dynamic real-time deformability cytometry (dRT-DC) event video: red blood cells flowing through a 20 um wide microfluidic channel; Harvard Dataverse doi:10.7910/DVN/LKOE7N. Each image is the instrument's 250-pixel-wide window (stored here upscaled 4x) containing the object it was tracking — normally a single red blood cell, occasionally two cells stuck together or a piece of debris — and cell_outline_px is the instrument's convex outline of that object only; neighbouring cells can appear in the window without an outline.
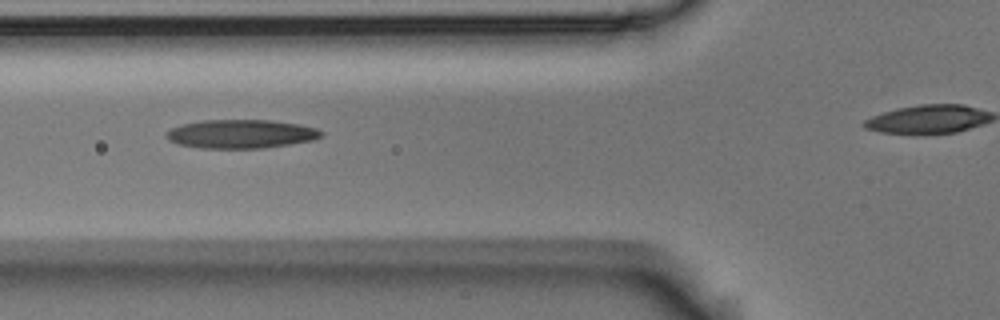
{"species": "Egyptian fruit bat (a non-hibernating species)", "species_latin": "Rousettus aegyptiacus", "temperature_condition": "room temperature", "stored_images_in_passage": 14, "camera_frame_rate_fps": 3000, "um_per_image_px": 0.085, "animal": {"sex": "male"}, "frame": {"image": 1, "passage_image": 4, "time_ms": 1.0, "image_size_px": [1000, 320], "cell_outline_px": [[324, 132], [316, 140], [264, 148], [204, 148], [180, 144], [168, 140], [164, 136], [164, 132], [180, 124], [200, 120], [272, 120], [300, 124], [316, 128]], "centroid_in_image_um": [20.48, 11.37], "position_along_channel_um": 105.3, "area_um2": 26.13}}
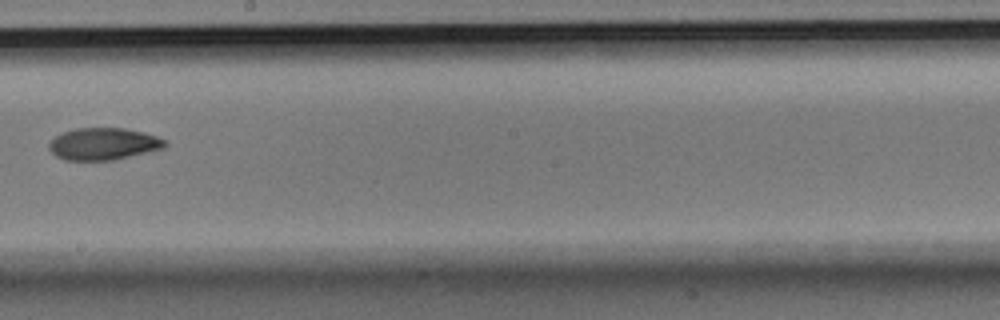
{"frame": {"image": 2, "passage_image": 8, "time_ms": 2.333, "image_size_px": [1000, 320], "cell_outline_px": [[168, 144], [164, 148], [116, 160], [64, 160], [56, 156], [48, 148], [48, 144], [56, 136], [64, 132], [76, 128], [124, 128], [144, 132], [168, 140]], "centroid_in_image_um": [8.83, 12.23], "position_along_channel_um": 239.4, "area_um2": 21.79}}
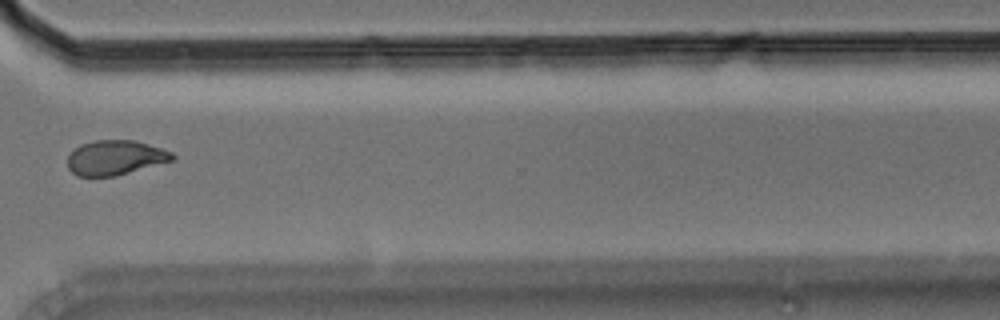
{"frame": {"image": 3, "passage_image": 11, "time_ms": 3.333, "image_size_px": [1000, 320], "cell_outline_px": [[176, 160], [116, 176], [76, 176], [68, 168], [68, 156], [80, 144], [96, 140], [136, 140], [172, 152], [176, 156]], "centroid_in_image_um": [9.83, 13.4], "position_along_channel_um": 360.8, "area_um2": 21.33}}